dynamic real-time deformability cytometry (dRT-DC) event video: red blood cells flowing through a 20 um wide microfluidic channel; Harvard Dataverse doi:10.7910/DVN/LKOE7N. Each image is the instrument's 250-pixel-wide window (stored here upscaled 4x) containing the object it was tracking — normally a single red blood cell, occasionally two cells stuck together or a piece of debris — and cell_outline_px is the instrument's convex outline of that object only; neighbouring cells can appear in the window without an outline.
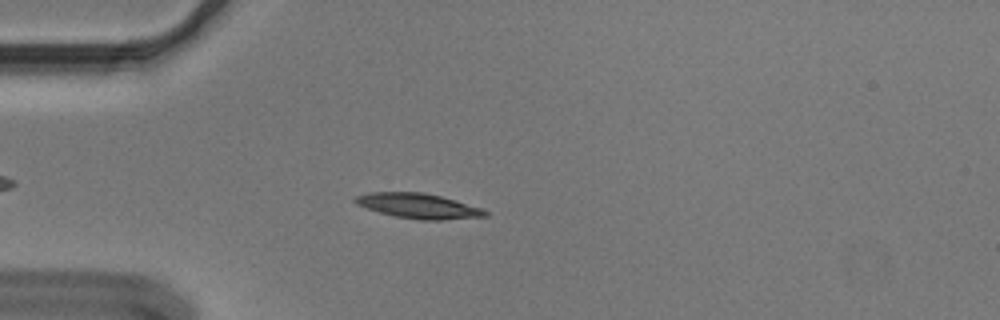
{"species": "Egyptian fruit bat (a non-hibernating species)", "species_latin": "Rousettus aegyptiacus", "temperature_condition": "cold", "stored_images_in_passage": 49, "camera_frame_rate_fps": 3000, "um_per_image_px": 0.085, "animal": {"sex": "male"}, "frame": {"image": 1, "passage_image": 9, "time_ms": 2.667, "image_size_px": [1000, 320], "cell_outline_px": [[488, 216], [444, 220], [420, 220], [396, 216], [380, 212], [356, 204], [352, 200], [356, 196], [368, 192], [424, 192], [440, 196], [484, 208], [488, 212]], "centroid_in_image_um": [35.59, 17.5], "position_along_channel_um": 49.4, "area_um2": 18.96}}
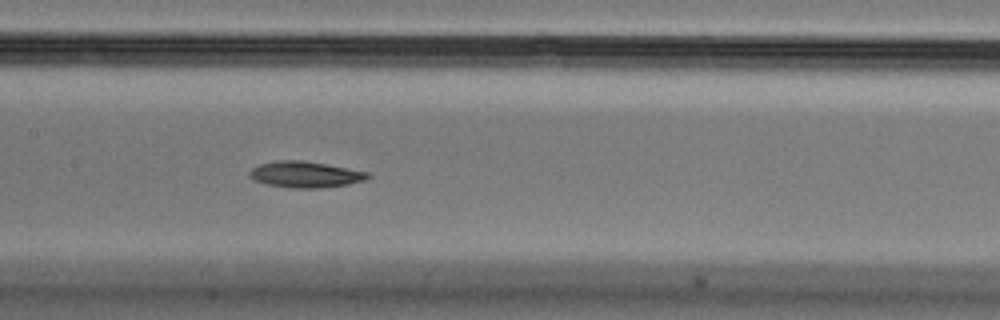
{"frame": {"image": 2, "passage_image": 21, "time_ms": 6.667, "image_size_px": [1000, 320], "cell_outline_px": [[372, 176], [364, 180], [348, 184], [320, 188], [288, 188], [268, 184], [252, 180], [248, 176], [248, 172], [252, 168], [260, 164], [280, 160], [300, 160], [328, 164], [368, 172]], "centroid_in_image_um": [25.93, 14.83], "position_along_channel_um": 181.5, "area_um2": 18.09}}
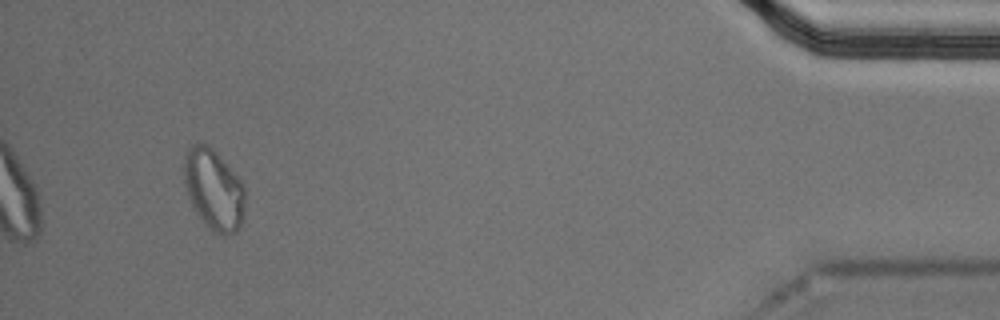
{"frame": {"image": 3, "passage_image": 46, "time_ms": 15.0, "image_size_px": [1000, 320], "cell_outline_px": [[244, 216], [240, 228], [236, 232], [228, 236], [224, 236], [212, 232], [204, 224], [192, 204], [188, 196], [184, 184], [184, 152], [196, 140], [212, 148], [216, 152], [244, 184]], "centroid_in_image_um": [18.16, 16.12], "position_along_channel_um": 417.0, "area_um2": 29.07}}